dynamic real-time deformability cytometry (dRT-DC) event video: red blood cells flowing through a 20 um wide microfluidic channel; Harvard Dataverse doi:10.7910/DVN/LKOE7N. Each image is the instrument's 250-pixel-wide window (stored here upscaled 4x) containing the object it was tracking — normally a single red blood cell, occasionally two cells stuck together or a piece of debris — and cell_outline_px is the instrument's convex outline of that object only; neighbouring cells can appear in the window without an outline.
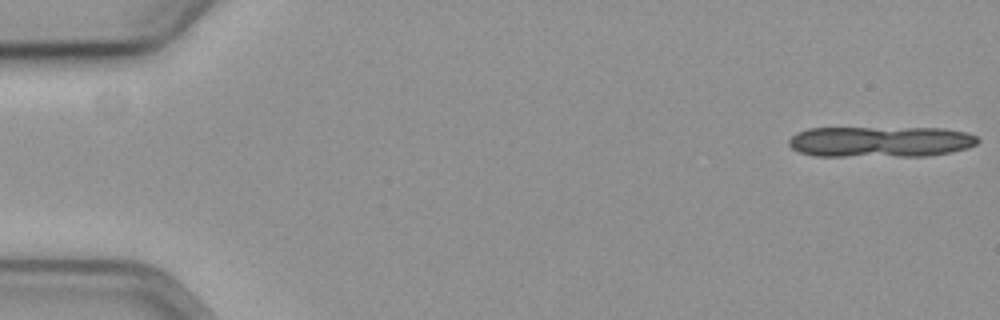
{"species": "common noctule bat (a hibernating species)", "species_latin": "Nyctalus noctula", "temperature_condition": "cold", "stored_images_in_passage": 10, "camera_frame_rate_fps": 3000, "um_per_image_px": 0.085, "animal": {"sex": "female", "body_mass_g": 19.3, "forearm_length_mm": 54.1}, "frame": {"image": 1, "passage_image": 1, "time_ms": 0.0, "image_size_px": [1000, 320], "cell_outline_px": [[980, 140], [976, 144], [968, 148], [952, 152], [928, 156], [816, 156], [800, 152], [792, 148], [788, 144], [788, 140], [796, 132], [808, 128], [944, 128], [968, 132], [976, 136]], "centroid_in_image_um": [74.86, 12.04], "position_along_channel_um": 10.1, "area_um2": 34.33}}